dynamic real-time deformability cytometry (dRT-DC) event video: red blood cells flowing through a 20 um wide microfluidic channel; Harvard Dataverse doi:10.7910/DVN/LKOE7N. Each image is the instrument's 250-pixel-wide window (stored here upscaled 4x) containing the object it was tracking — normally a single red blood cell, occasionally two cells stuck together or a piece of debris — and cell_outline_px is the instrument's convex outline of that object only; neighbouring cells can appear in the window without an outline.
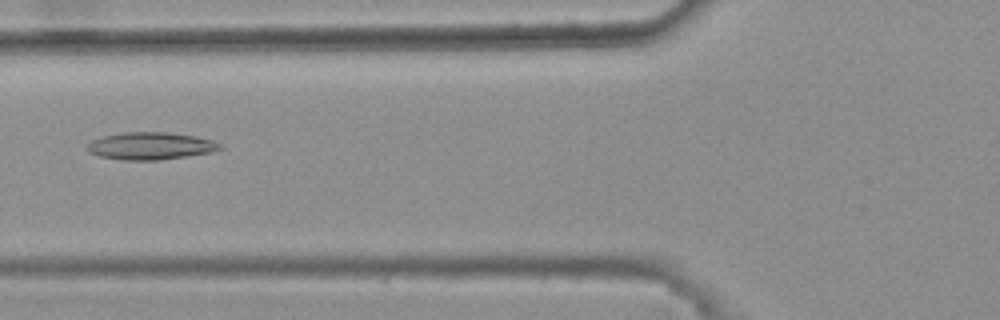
{"species": "common noctule bat (a hibernating species)", "species_latin": "Nyctalus noctula", "temperature_condition": "warm", "stored_images_in_passage": 44, "camera_frame_rate_fps": 3000, "um_per_image_px": 0.085, "animal": {"sex": "female", "body_mass_g": 25.1}, "frame": {"image": 1, "passage_image": 16, "time_ms": 5.0, "image_size_px": [1000, 320], "cell_outline_px": [[224, 148], [212, 152], [160, 160], [124, 160], [100, 156], [88, 152], [88, 144], [92, 140], [100, 136], [120, 132], [168, 132], [196, 136], [212, 140], [220, 144]], "centroid_in_image_um": [12.79, 12.39], "position_along_channel_um": 113.0, "area_um2": 21.27}}
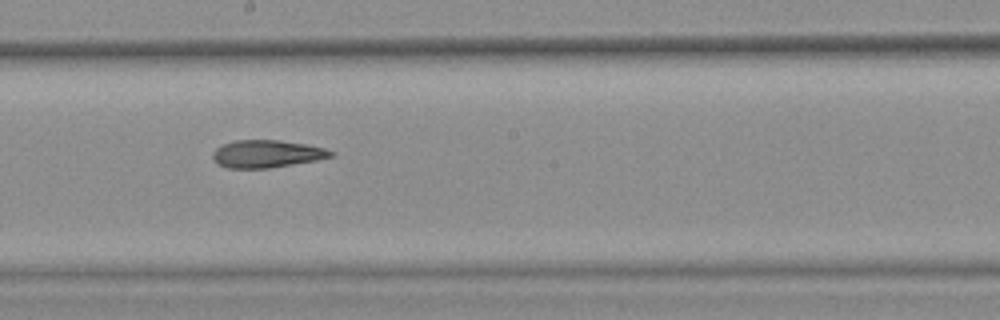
{"frame": {"image": 2, "passage_image": 25, "time_ms": 8.0, "image_size_px": [1000, 320], "cell_outline_px": [[336, 156], [316, 160], [268, 168], [228, 168], [220, 164], [212, 156], [212, 152], [216, 148], [224, 144], [236, 140], [280, 140], [304, 144], [324, 148], [336, 152]], "centroid_in_image_um": [22.72, 13.07], "position_along_channel_um": 225.5, "area_um2": 18.79}}
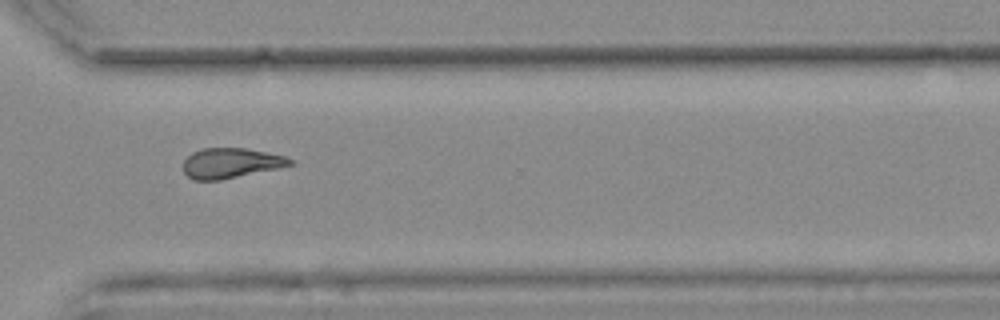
{"frame": {"image": 3, "passage_image": 35, "time_ms": 11.333, "image_size_px": [1000, 320], "cell_outline_px": [[296, 164], [280, 168], [220, 180], [192, 180], [184, 172], [184, 160], [192, 152], [204, 148], [244, 148], [284, 156], [296, 160]], "centroid_in_image_um": [19.65, 13.87], "position_along_channel_um": 350.9, "area_um2": 18.79}, "authors_computed_cell_mechanics": {"area_um2": 19.4786, "velocity_mm_per_s": 3.7556, "shape_relaxation_time_tau1_ms": null, "shape_relaxation_time_tau2_ms": 6.9147, "deformation_change_tau1": null, "deformation_change_tau2": 0.2026}}